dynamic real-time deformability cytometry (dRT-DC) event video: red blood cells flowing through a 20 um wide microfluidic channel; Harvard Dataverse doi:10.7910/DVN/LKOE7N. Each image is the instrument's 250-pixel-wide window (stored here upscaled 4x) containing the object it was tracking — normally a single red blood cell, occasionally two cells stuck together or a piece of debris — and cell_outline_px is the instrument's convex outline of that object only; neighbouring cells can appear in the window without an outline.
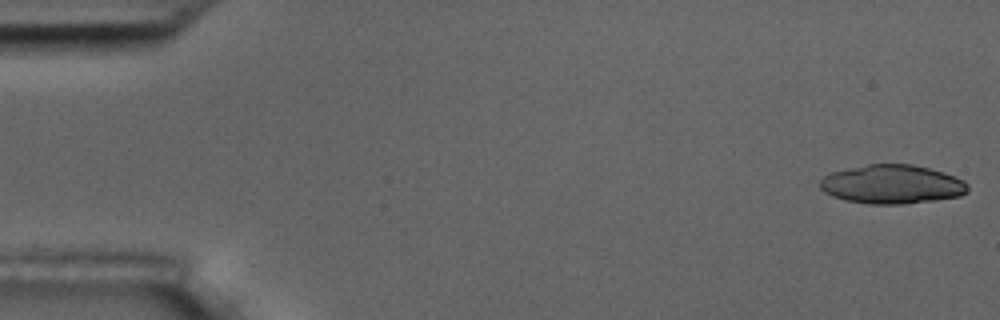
{"species": "common noctule bat (a hibernating species)", "species_latin": "Nyctalus noctula", "temperature_condition": "room temperature", "stored_images_in_passage": 6, "camera_frame_rate_fps": 3000, "um_per_image_px": 0.085, "animal": {"sex": "male", "body_mass_g": 17.5, "forearm_length_mm": 52.3}, "frame": {"image": 1, "passage_image": 1, "time_ms": 0.0, "image_size_px": [1000, 320], "cell_outline_px": [[968, 192], [960, 196], [904, 204], [868, 204], [844, 200], [832, 196], [824, 192], [820, 188], [820, 180], [824, 176], [832, 172], [868, 164], [912, 164], [944, 172], [956, 176], [964, 180], [968, 184]], "centroid_in_image_um": [75.83, 15.67], "position_along_channel_um": 9.2, "area_um2": 33.58}}
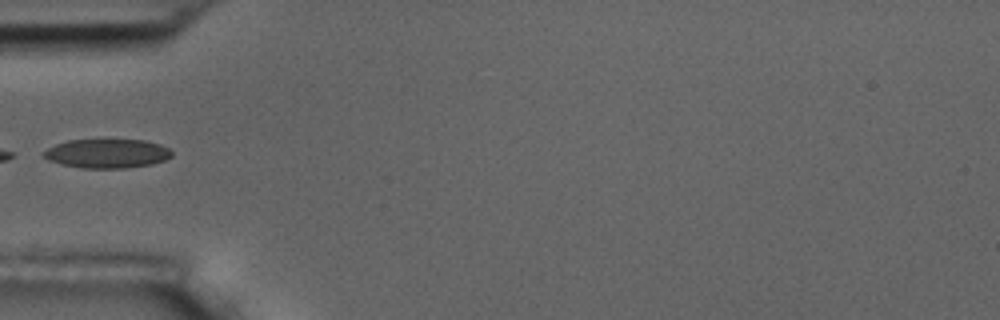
{"frame": {"image": 2, "passage_image": 6, "time_ms": 5.667, "image_size_px": [1000, 320], "cell_outline_px": [[172, 156], [164, 160], [152, 164], [124, 168], [80, 168], [64, 164], [40, 156], [40, 152], [56, 144], [68, 140], [144, 140], [160, 144], [168, 148], [172, 152]], "centroid_in_image_um": [9.09, 13.04], "position_along_channel_um": 75.9, "area_um2": 21.62}}